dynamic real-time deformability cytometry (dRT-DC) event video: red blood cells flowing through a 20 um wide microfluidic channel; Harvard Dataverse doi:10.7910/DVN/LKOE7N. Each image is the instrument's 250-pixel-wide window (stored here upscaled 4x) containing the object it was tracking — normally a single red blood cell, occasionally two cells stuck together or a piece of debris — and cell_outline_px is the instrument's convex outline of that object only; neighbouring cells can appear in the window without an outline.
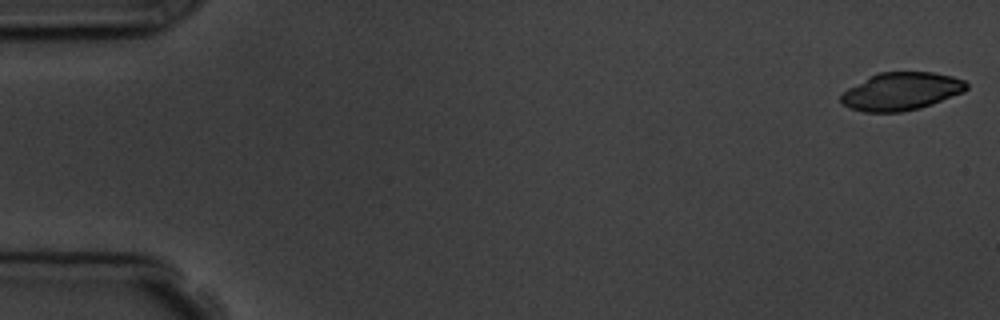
{"species": "common noctule bat (a hibernating species)", "species_latin": "Nyctalus noctula", "temperature_condition": "room temperature", "stored_images_in_passage": 5, "camera_frame_rate_fps": 3000, "um_per_image_px": 0.085, "animal": {"sex": "male", "body_mass_g": 19.5, "forearm_length_mm": 54.6}, "frame": {"image": 1, "passage_image": 1, "time_ms": 0.0, "image_size_px": [1000, 320], "cell_outline_px": [[968, 88], [964, 92], [920, 108], [900, 112], [864, 112], [848, 108], [840, 100], [840, 96], [848, 88], [880, 72], [932, 72], [952, 76], [964, 80], [968, 84]], "centroid_in_image_um": [76.62, 7.77], "position_along_channel_um": 8.4, "area_um2": 27.46}}